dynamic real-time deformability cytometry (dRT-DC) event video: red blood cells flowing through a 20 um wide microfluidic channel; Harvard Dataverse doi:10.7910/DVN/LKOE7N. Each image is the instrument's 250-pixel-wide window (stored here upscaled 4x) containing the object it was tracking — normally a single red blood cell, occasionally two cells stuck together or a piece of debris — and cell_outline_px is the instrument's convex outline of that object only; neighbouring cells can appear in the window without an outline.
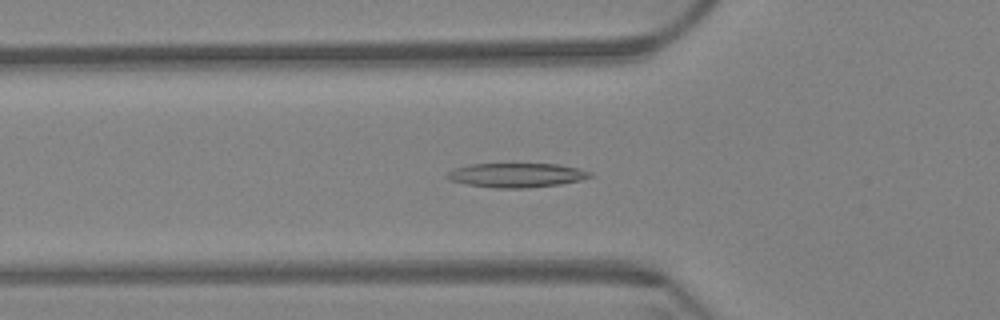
{"species": "Egyptian fruit bat (a non-hibernating species)", "species_latin": "Rousettus aegyptiacus", "temperature_condition": "warm", "stored_images_in_passage": 60, "camera_frame_rate_fps": 3000, "um_per_image_px": 0.085, "animal": {"sex": "female"}, "frame": {"image": 1, "passage_image": 20, "time_ms": 6.333, "image_size_px": [1000, 320], "cell_outline_px": [[596, 176], [580, 180], [560, 184], [528, 188], [496, 188], [468, 184], [452, 180], [444, 176], [448, 172], [456, 168], [472, 164], [560, 164], [580, 168], [592, 172]], "centroid_in_image_um": [44.0, 14.88], "position_along_channel_um": 81.8, "area_um2": 20.23}}
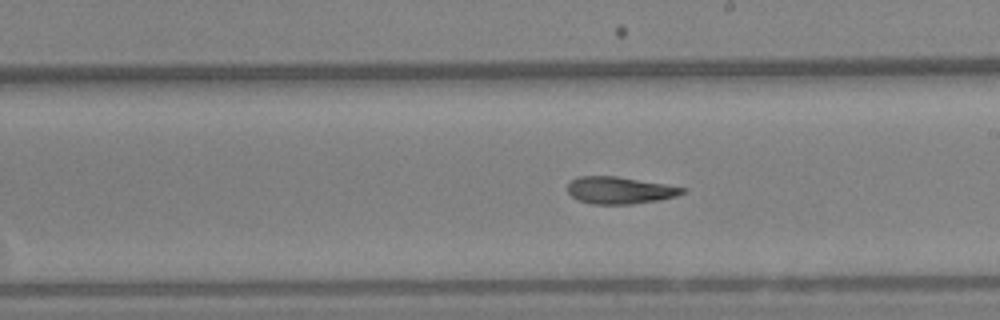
{"frame": {"image": 2, "passage_image": 34, "time_ms": 11.0, "image_size_px": [1000, 320], "cell_outline_px": [[688, 188], [684, 192], [676, 196], [660, 200], [632, 204], [592, 204], [580, 200], [572, 196], [568, 192], [568, 184], [572, 180], [580, 176], [616, 176]], "centroid_in_image_um": [52.7, 16.18], "position_along_channel_um": 236.3, "area_um2": 17.98}}
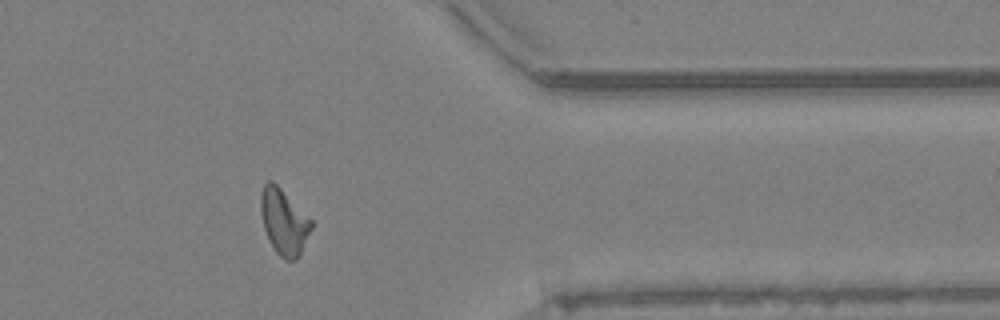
{"frame": {"image": 3, "passage_image": 49, "time_ms": 16.0, "image_size_px": [1000, 320], "cell_outline_px": [[312, 228], [296, 260], [284, 260], [276, 252], [264, 228], [260, 208], [260, 196], [264, 184], [268, 180], [272, 180], [312, 220]], "centroid_in_image_um": [24.12, 18.84], "position_along_channel_um": 387.3, "area_um2": 18.9}, "authors_computed_cell_mechanics": {"area_um2": 19.0162, "velocity_mm_per_s": 3.3185, "shape_relaxation_time_tau1_ms": null, "shape_relaxation_time_tau2_ms": 9.8593, "deformation_change_tau1": null, "deformation_change_tau2": 0.161}}